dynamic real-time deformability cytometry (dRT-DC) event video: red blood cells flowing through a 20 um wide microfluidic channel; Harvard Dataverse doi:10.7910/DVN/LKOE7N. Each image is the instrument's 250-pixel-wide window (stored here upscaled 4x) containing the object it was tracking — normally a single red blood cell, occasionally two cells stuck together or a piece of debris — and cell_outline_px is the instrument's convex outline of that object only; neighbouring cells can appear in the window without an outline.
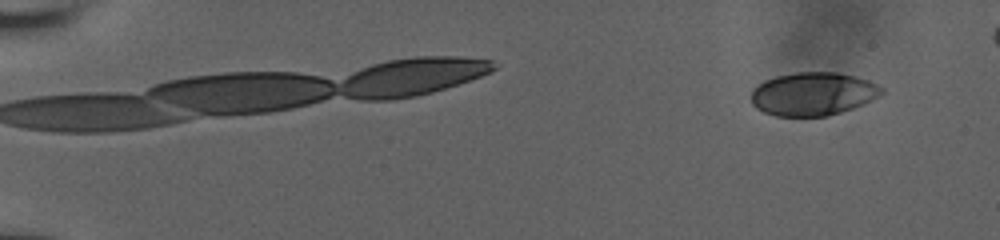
{"species": "human", "species_latin": "Homo sapiens", "temperature_condition": "room temperature", "stored_images_in_passage": 36, "camera_frame_rate_fps": 3000, "um_per_image_px": 0.085, "donor": {"sex": "male"}, "frame": {"image": 1, "passage_image": 5, "time_ms": 1.333, "image_size_px": [1000, 240], "cell_outline_px": [[884, 92], [880, 96], [864, 104], [828, 116], [776, 116], [764, 112], [756, 108], [752, 104], [752, 88], [764, 80], [776, 76], [796, 72], [836, 72], [868, 80], [884, 88]], "centroid_in_image_um": [69.1, 7.98], "position_along_channel_um": 15.9, "area_um2": 32.95}}
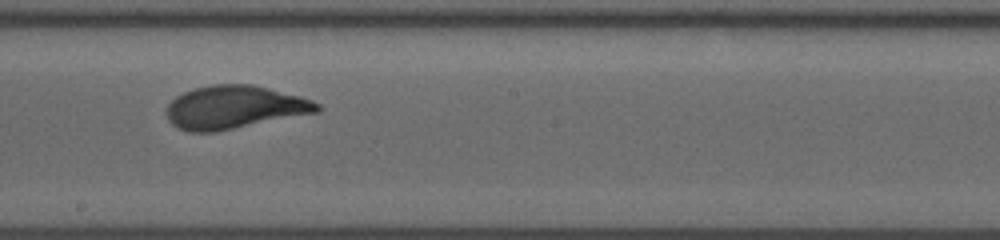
{"frame": {"image": 2, "passage_image": 21, "time_ms": 6.667, "image_size_px": [1000, 240], "cell_outline_px": [[320, 112], [216, 132], [188, 132], [176, 128], [168, 120], [164, 112], [168, 104], [176, 96], [184, 92], [196, 88], [212, 84], [252, 84], [300, 96], [312, 100], [320, 104]], "centroid_in_image_um": [19.91, 9.13], "position_along_channel_um": 228.3, "area_um2": 38.21}}
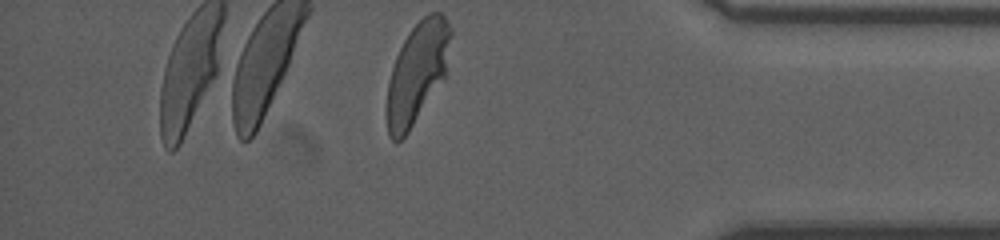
{"frame": {"image": 3, "passage_image": 36, "time_ms": 11.667, "image_size_px": [1000, 240], "cell_outline_px": [[452, 32], [444, 80], [408, 132], [396, 144], [388, 136], [384, 112], [388, 80], [396, 56], [404, 40], [412, 28], [428, 12], [440, 12], [444, 16], [452, 28]], "centroid_in_image_um": [35.43, 6.23], "position_along_channel_um": 399.8, "area_um2": 37.97}, "authors_computed_cell_mechanics": {"area_um2": 37.0209, "velocity_mm_per_s": 3.9072, "shape_relaxation_time_tau1_ms": 2.5199, "shape_relaxation_time_tau2_ms": null, "deformation_change_tau1": 0.1544, "deformation_change_tau2": null}}